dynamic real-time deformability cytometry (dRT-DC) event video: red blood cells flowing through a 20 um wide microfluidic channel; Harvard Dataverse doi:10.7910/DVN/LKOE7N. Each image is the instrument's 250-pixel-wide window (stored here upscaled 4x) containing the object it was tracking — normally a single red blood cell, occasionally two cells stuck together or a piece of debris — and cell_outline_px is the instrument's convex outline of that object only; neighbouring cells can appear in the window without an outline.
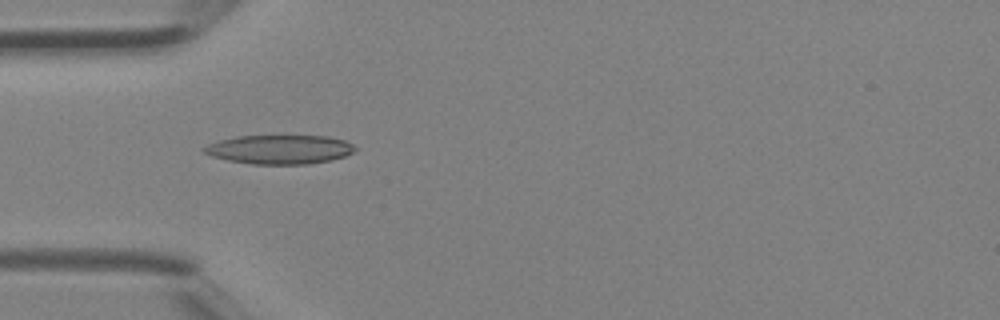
{"species": "Egyptian fruit bat (a non-hibernating species)", "species_latin": "Rousettus aegyptiacus", "temperature_condition": "room temperature", "stored_images_in_passage": 41, "camera_frame_rate_fps": 3000, "um_per_image_px": 0.085, "animal": {"sex": "female"}, "frame": {"image": 1, "passage_image": 13, "time_ms": 4.0, "image_size_px": [1000, 320], "cell_outline_px": [[356, 148], [352, 152], [344, 156], [328, 160], [308, 164], [252, 164], [228, 160], [212, 156], [204, 152], [200, 148], [208, 144], [220, 140], [236, 136], [328, 136], [344, 140], [352, 144]], "centroid_in_image_um": [23.73, 12.7], "position_along_channel_um": 61.3, "area_um2": 25.37}}
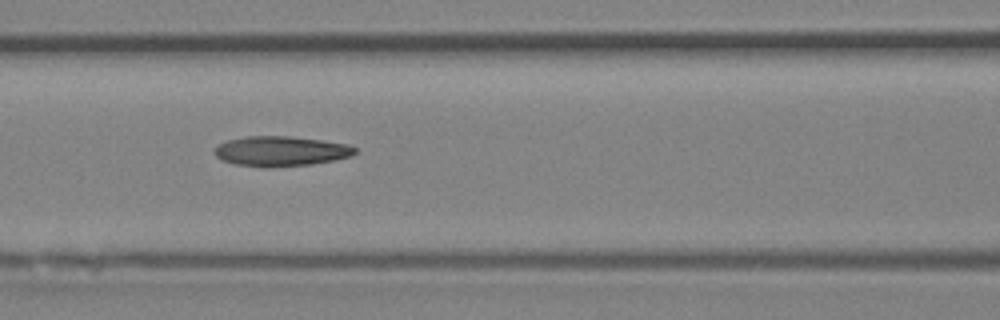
{"frame": {"image": 2, "passage_image": 18, "time_ms": 5.667, "image_size_px": [1000, 320], "cell_outline_px": [[356, 152], [352, 156], [336, 160], [312, 164], [268, 168], [264, 168], [236, 164], [220, 160], [212, 152], [220, 144], [228, 140], [244, 136], [288, 136], [320, 140], [348, 144], [356, 148]], "centroid_in_image_um": [23.86, 12.86], "position_along_channel_um": 142.7, "area_um2": 24.74}}
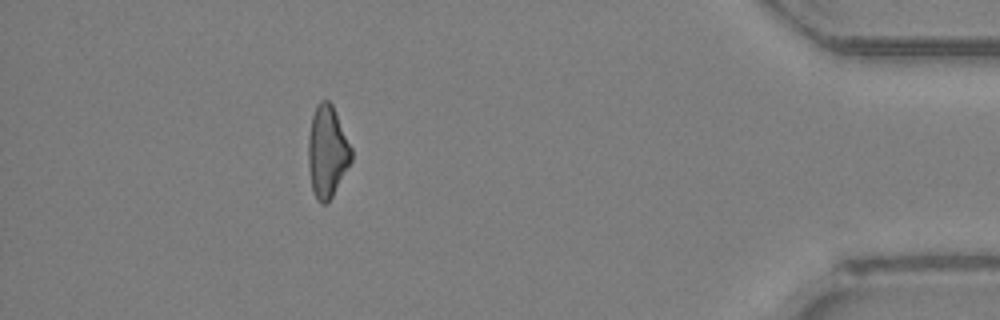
{"frame": {"image": 3, "passage_image": 37, "time_ms": 12.0, "image_size_px": [1000, 320], "cell_outline_px": [[352, 160], [328, 204], [320, 204], [316, 200], [312, 192], [308, 164], [308, 136], [312, 116], [316, 104], [320, 100], [328, 100], [332, 104], [352, 148]], "centroid_in_image_um": [27.8, 12.91], "position_along_channel_um": 407.4, "area_um2": 23.29}}